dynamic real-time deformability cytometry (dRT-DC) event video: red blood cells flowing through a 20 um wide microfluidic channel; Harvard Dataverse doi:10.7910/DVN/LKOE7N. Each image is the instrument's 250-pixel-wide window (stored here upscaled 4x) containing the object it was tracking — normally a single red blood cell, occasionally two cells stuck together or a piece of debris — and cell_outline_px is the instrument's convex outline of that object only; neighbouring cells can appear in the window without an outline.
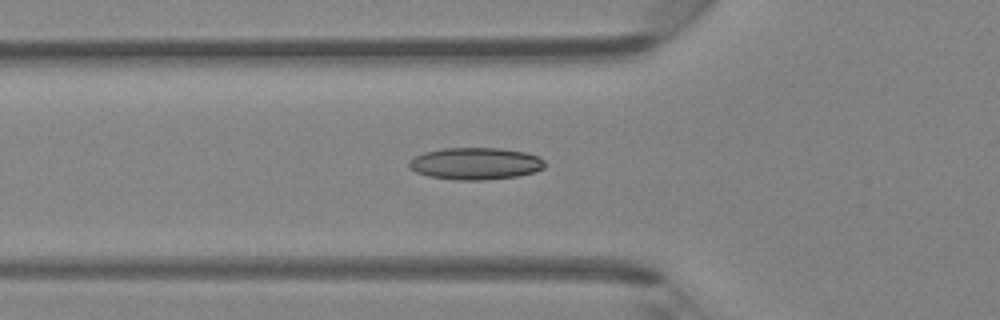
{"species": "Egyptian fruit bat (a non-hibernating species)", "species_latin": "Rousettus aegyptiacus", "temperature_condition": "room temperature", "stored_images_in_passage": 39, "camera_frame_rate_fps": 3000, "um_per_image_px": 0.085, "animal": {"sex": "female"}, "frame": {"image": 1, "passage_image": 9, "time_ms": 2.667, "image_size_px": [1000, 320], "cell_outline_px": [[544, 168], [536, 172], [516, 176], [484, 180], [456, 180], [428, 176], [416, 172], [408, 168], [408, 160], [424, 152], [444, 148], [500, 148], [524, 152], [536, 156], [544, 160]], "centroid_in_image_um": [40.38, 13.91], "position_along_channel_um": 85.4, "area_um2": 25.37}}
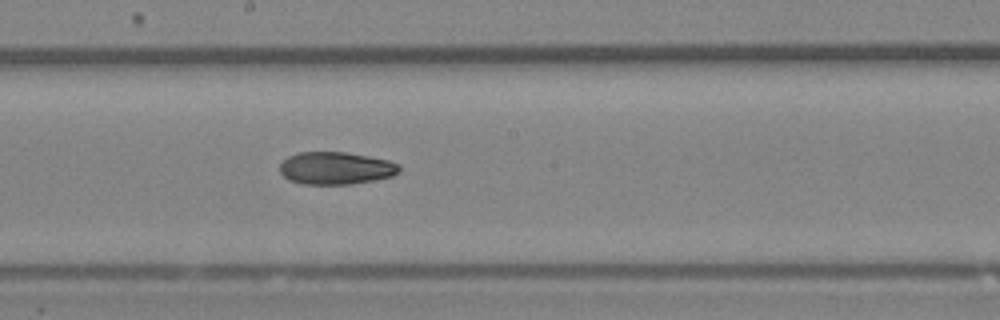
{"frame": {"image": 2, "passage_image": 18, "time_ms": 5.667, "image_size_px": [1000, 320], "cell_outline_px": [[400, 172], [392, 176], [352, 184], [300, 184], [288, 180], [280, 172], [280, 164], [288, 156], [300, 152], [344, 152], [368, 156], [388, 160], [400, 164]], "centroid_in_image_um": [28.54, 14.3], "position_along_channel_um": 219.7, "area_um2": 22.66}}
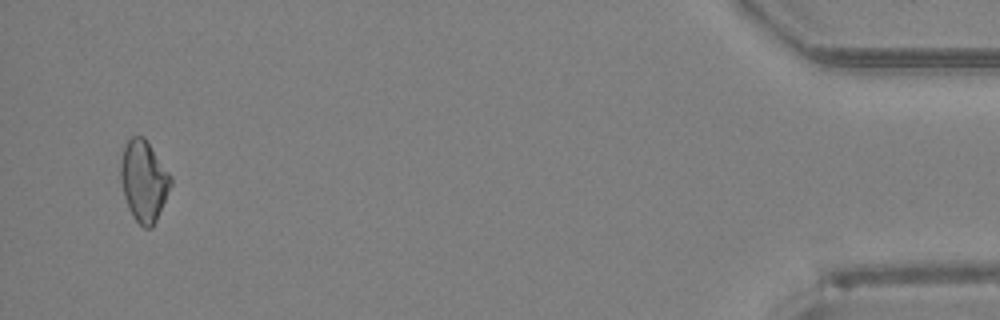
{"frame": {"image": 3, "passage_image": 37, "time_ms": 12.0, "image_size_px": [1000, 320], "cell_outline_px": [[172, 184], [156, 220], [152, 228], [144, 228], [132, 216], [128, 208], [124, 196], [120, 180], [120, 164], [124, 148], [128, 140], [132, 136], [144, 136], [172, 176]], "centroid_in_image_um": [12.22, 15.37], "position_along_channel_um": 423.0, "area_um2": 23.64}}